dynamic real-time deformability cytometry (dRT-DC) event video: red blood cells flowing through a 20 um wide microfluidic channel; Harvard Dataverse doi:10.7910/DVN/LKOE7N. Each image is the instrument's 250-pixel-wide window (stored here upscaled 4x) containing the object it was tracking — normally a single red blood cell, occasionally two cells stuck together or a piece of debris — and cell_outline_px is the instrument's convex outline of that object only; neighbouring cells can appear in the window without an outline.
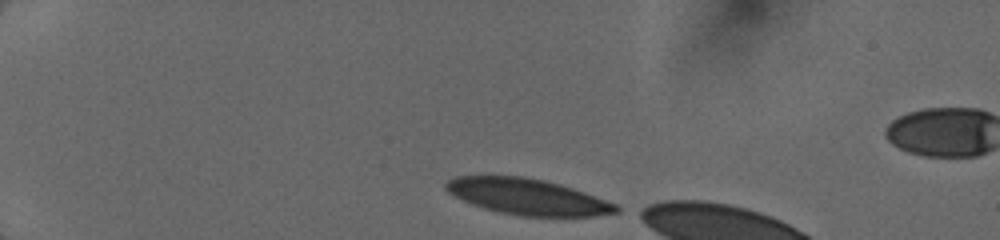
{"species": "human", "species_latin": "Homo sapiens", "temperature_condition": "cold", "stored_images_in_passage": 7, "segment_of_instrument_passage": [1, 2], "camera_frame_rate_fps": 3000, "um_per_image_px": 0.085, "donor": {"sex": "female"}, "frame": {"image": 1, "passage_image": 1, "time_ms": 0.0, "image_size_px": [1000, 240], "cell_outline_px": [[620, 212], [596, 216], [520, 216], [500, 212], [484, 208], [472, 204], [448, 192], [444, 188], [444, 184], [448, 180], [456, 176], [524, 176], [544, 180], [560, 184], [584, 192], [616, 204], [620, 208]], "centroid_in_image_um": [44.84, 16.72], "position_along_channel_um": 40.2, "area_um2": 35.49}}
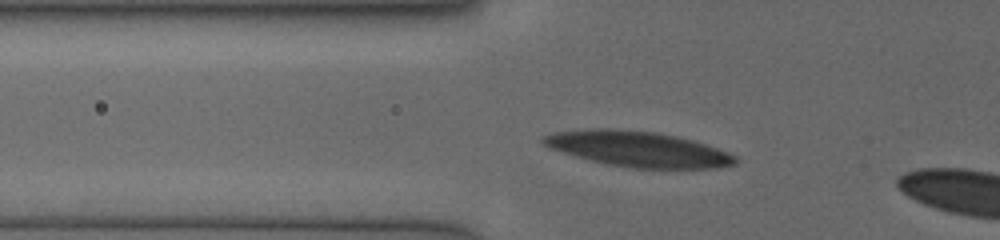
{"frame": {"image": 2, "passage_image": 5, "time_ms": 2.333, "image_size_px": [1000, 240], "cell_outline_px": [[736, 164], [716, 168], [632, 168], [604, 164], [560, 152], [548, 148], [540, 140], [540, 136], [552, 132], [596, 128], [608, 128], [656, 132], [676, 136], [692, 140], [728, 152], [736, 156]], "centroid_in_image_um": [54.15, 12.66], "position_along_channel_um": 71.6, "area_um2": 39.77}}